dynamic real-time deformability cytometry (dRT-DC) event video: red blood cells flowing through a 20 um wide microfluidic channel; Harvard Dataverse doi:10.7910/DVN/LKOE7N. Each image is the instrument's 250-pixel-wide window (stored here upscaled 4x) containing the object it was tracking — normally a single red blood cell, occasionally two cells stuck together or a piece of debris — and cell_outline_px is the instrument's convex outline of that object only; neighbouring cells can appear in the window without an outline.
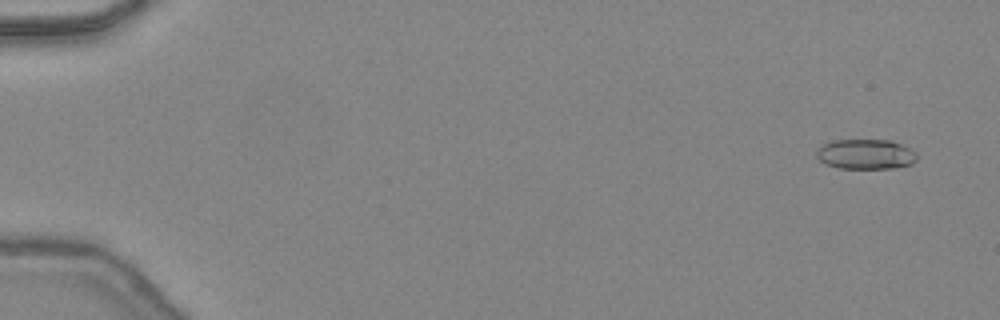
{"species": "common noctule bat (a hibernating species)", "species_latin": "Nyctalus noctula", "temperature_condition": "warm", "stored_images_in_passage": 47, "camera_frame_rate_fps": 3000, "um_per_image_px": 0.085, "animal": {"sex": "female", "body_mass_g": 24.6, "forearm_length_mm": 56.2}, "frame": {"image": 1, "passage_image": 3, "time_ms": 0.667, "image_size_px": [1000, 320], "cell_outline_px": [[916, 160], [912, 164], [896, 168], [840, 168], [824, 164], [816, 156], [816, 148], [828, 140], [892, 140], [916, 152]], "centroid_in_image_um": [73.54, 13.1], "position_along_channel_um": 11.5, "area_um2": 17.74}}
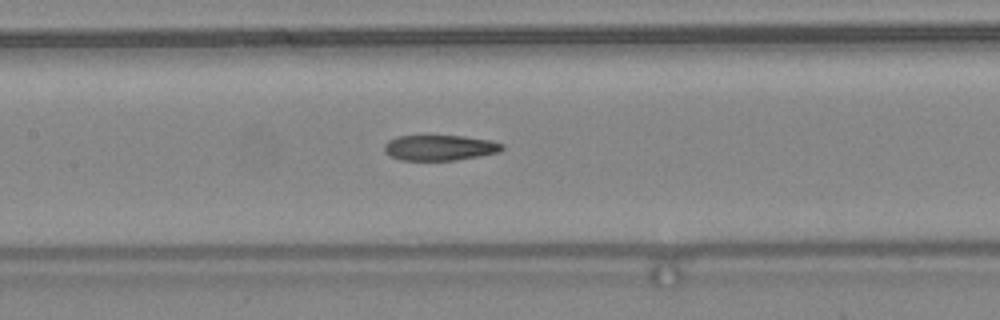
{"frame": {"image": 2, "passage_image": 24, "time_ms": 7.667, "image_size_px": [1000, 320], "cell_outline_px": [[504, 148], [500, 152], [480, 156], [456, 160], [400, 160], [384, 152], [384, 144], [388, 140], [400, 136], [464, 136], [492, 140], [504, 144]], "centroid_in_image_um": [37.42, 12.55], "position_along_channel_um": 170.0, "area_um2": 17.57}}
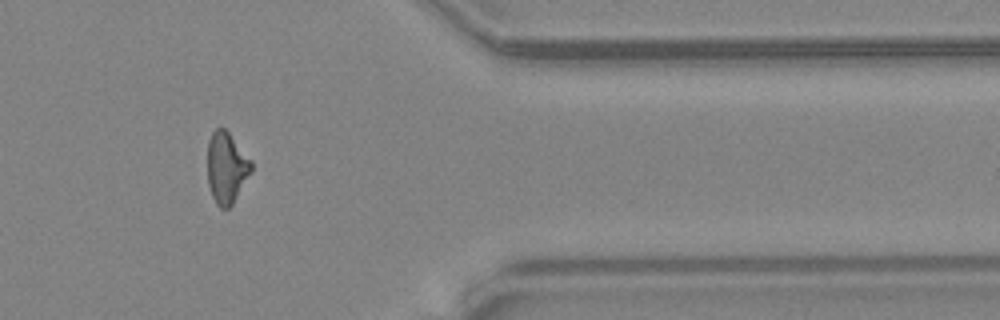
{"frame": {"image": 3, "passage_image": 40, "time_ms": 13.0, "image_size_px": [1000, 320], "cell_outline_px": [[252, 172], [232, 204], [228, 208], [220, 208], [216, 204], [212, 196], [208, 184], [208, 140], [212, 132], [216, 128], [224, 128], [228, 132], [252, 160]], "centroid_in_image_um": [19.26, 14.25], "position_along_channel_um": 392.1, "area_um2": 18.21}, "authors_computed_cell_mechanics": {"area_um2": 18.3226, "velocity_mm_per_s": 4.4966, "shape_relaxation_time_tau1_ms": null, "shape_relaxation_time_tau2_ms": 3.5589, "deformation_change_tau1": null, "deformation_change_tau2": 0.1167}}